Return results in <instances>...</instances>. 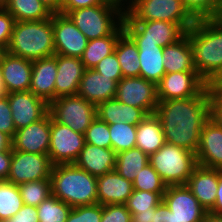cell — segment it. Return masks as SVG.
<instances>
[{"label":"cell","mask_w":222,"mask_h":222,"mask_svg":"<svg viewBox=\"0 0 222 222\" xmlns=\"http://www.w3.org/2000/svg\"><path fill=\"white\" fill-rule=\"evenodd\" d=\"M50 180L52 195L72 208L97 204V177L74 163L53 165Z\"/></svg>","instance_id":"3"},{"label":"cell","mask_w":222,"mask_h":222,"mask_svg":"<svg viewBox=\"0 0 222 222\" xmlns=\"http://www.w3.org/2000/svg\"><path fill=\"white\" fill-rule=\"evenodd\" d=\"M186 34L197 73L213 86L222 76V23L216 18L198 19Z\"/></svg>","instance_id":"2"},{"label":"cell","mask_w":222,"mask_h":222,"mask_svg":"<svg viewBox=\"0 0 222 222\" xmlns=\"http://www.w3.org/2000/svg\"><path fill=\"white\" fill-rule=\"evenodd\" d=\"M7 52L31 62L54 56L52 17L41 21H16Z\"/></svg>","instance_id":"4"},{"label":"cell","mask_w":222,"mask_h":222,"mask_svg":"<svg viewBox=\"0 0 222 222\" xmlns=\"http://www.w3.org/2000/svg\"><path fill=\"white\" fill-rule=\"evenodd\" d=\"M39 222H66L72 207L51 195L37 207Z\"/></svg>","instance_id":"36"},{"label":"cell","mask_w":222,"mask_h":222,"mask_svg":"<svg viewBox=\"0 0 222 222\" xmlns=\"http://www.w3.org/2000/svg\"><path fill=\"white\" fill-rule=\"evenodd\" d=\"M0 132L7 134L11 139L16 132L12 111L6 95L0 98Z\"/></svg>","instance_id":"45"},{"label":"cell","mask_w":222,"mask_h":222,"mask_svg":"<svg viewBox=\"0 0 222 222\" xmlns=\"http://www.w3.org/2000/svg\"><path fill=\"white\" fill-rule=\"evenodd\" d=\"M24 204L37 207L52 195L51 180H38L18 186Z\"/></svg>","instance_id":"37"},{"label":"cell","mask_w":222,"mask_h":222,"mask_svg":"<svg viewBox=\"0 0 222 222\" xmlns=\"http://www.w3.org/2000/svg\"><path fill=\"white\" fill-rule=\"evenodd\" d=\"M115 98L142 109L147 115L156 111L159 103L157 84L142 77H123L117 84Z\"/></svg>","instance_id":"12"},{"label":"cell","mask_w":222,"mask_h":222,"mask_svg":"<svg viewBox=\"0 0 222 222\" xmlns=\"http://www.w3.org/2000/svg\"><path fill=\"white\" fill-rule=\"evenodd\" d=\"M138 48L140 77L157 84L166 73L163 49L158 43L134 42Z\"/></svg>","instance_id":"27"},{"label":"cell","mask_w":222,"mask_h":222,"mask_svg":"<svg viewBox=\"0 0 222 222\" xmlns=\"http://www.w3.org/2000/svg\"><path fill=\"white\" fill-rule=\"evenodd\" d=\"M214 214H222V170H220L219 183L216 191L214 207L209 211Z\"/></svg>","instance_id":"52"},{"label":"cell","mask_w":222,"mask_h":222,"mask_svg":"<svg viewBox=\"0 0 222 222\" xmlns=\"http://www.w3.org/2000/svg\"><path fill=\"white\" fill-rule=\"evenodd\" d=\"M6 94L7 93L3 84V79H2L1 70H0V98L5 96Z\"/></svg>","instance_id":"57"},{"label":"cell","mask_w":222,"mask_h":222,"mask_svg":"<svg viewBox=\"0 0 222 222\" xmlns=\"http://www.w3.org/2000/svg\"><path fill=\"white\" fill-rule=\"evenodd\" d=\"M114 52L118 58L123 77L140 76L138 48L125 32L119 37Z\"/></svg>","instance_id":"32"},{"label":"cell","mask_w":222,"mask_h":222,"mask_svg":"<svg viewBox=\"0 0 222 222\" xmlns=\"http://www.w3.org/2000/svg\"><path fill=\"white\" fill-rule=\"evenodd\" d=\"M101 219L102 205L97 203L73 207L66 222H101Z\"/></svg>","instance_id":"42"},{"label":"cell","mask_w":222,"mask_h":222,"mask_svg":"<svg viewBox=\"0 0 222 222\" xmlns=\"http://www.w3.org/2000/svg\"><path fill=\"white\" fill-rule=\"evenodd\" d=\"M163 56L166 73L196 71L187 34L176 43L164 47Z\"/></svg>","instance_id":"29"},{"label":"cell","mask_w":222,"mask_h":222,"mask_svg":"<svg viewBox=\"0 0 222 222\" xmlns=\"http://www.w3.org/2000/svg\"><path fill=\"white\" fill-rule=\"evenodd\" d=\"M16 130L42 119L49 105L31 91L7 93Z\"/></svg>","instance_id":"17"},{"label":"cell","mask_w":222,"mask_h":222,"mask_svg":"<svg viewBox=\"0 0 222 222\" xmlns=\"http://www.w3.org/2000/svg\"><path fill=\"white\" fill-rule=\"evenodd\" d=\"M154 210L155 208H151L145 212H136L132 214V222H152Z\"/></svg>","instance_id":"53"},{"label":"cell","mask_w":222,"mask_h":222,"mask_svg":"<svg viewBox=\"0 0 222 222\" xmlns=\"http://www.w3.org/2000/svg\"><path fill=\"white\" fill-rule=\"evenodd\" d=\"M5 222H39L37 208L24 204L14 216Z\"/></svg>","instance_id":"48"},{"label":"cell","mask_w":222,"mask_h":222,"mask_svg":"<svg viewBox=\"0 0 222 222\" xmlns=\"http://www.w3.org/2000/svg\"><path fill=\"white\" fill-rule=\"evenodd\" d=\"M195 154L198 165L222 170V127L211 118L203 125Z\"/></svg>","instance_id":"18"},{"label":"cell","mask_w":222,"mask_h":222,"mask_svg":"<svg viewBox=\"0 0 222 222\" xmlns=\"http://www.w3.org/2000/svg\"><path fill=\"white\" fill-rule=\"evenodd\" d=\"M51 136V115L16 130L12 138V149L27 153L48 155Z\"/></svg>","instance_id":"16"},{"label":"cell","mask_w":222,"mask_h":222,"mask_svg":"<svg viewBox=\"0 0 222 222\" xmlns=\"http://www.w3.org/2000/svg\"><path fill=\"white\" fill-rule=\"evenodd\" d=\"M85 136L51 117V136L48 156L53 165L76 161L85 145Z\"/></svg>","instance_id":"11"},{"label":"cell","mask_w":222,"mask_h":222,"mask_svg":"<svg viewBox=\"0 0 222 222\" xmlns=\"http://www.w3.org/2000/svg\"><path fill=\"white\" fill-rule=\"evenodd\" d=\"M217 82H222V76L220 77V79Z\"/></svg>","instance_id":"63"},{"label":"cell","mask_w":222,"mask_h":222,"mask_svg":"<svg viewBox=\"0 0 222 222\" xmlns=\"http://www.w3.org/2000/svg\"><path fill=\"white\" fill-rule=\"evenodd\" d=\"M132 183L133 189L138 191L165 193L167 188L166 184L150 163L142 169Z\"/></svg>","instance_id":"38"},{"label":"cell","mask_w":222,"mask_h":222,"mask_svg":"<svg viewBox=\"0 0 222 222\" xmlns=\"http://www.w3.org/2000/svg\"><path fill=\"white\" fill-rule=\"evenodd\" d=\"M24 205L17 185L0 180V222L14 216Z\"/></svg>","instance_id":"34"},{"label":"cell","mask_w":222,"mask_h":222,"mask_svg":"<svg viewBox=\"0 0 222 222\" xmlns=\"http://www.w3.org/2000/svg\"><path fill=\"white\" fill-rule=\"evenodd\" d=\"M55 54L81 58L87 46V37L64 14H52Z\"/></svg>","instance_id":"14"},{"label":"cell","mask_w":222,"mask_h":222,"mask_svg":"<svg viewBox=\"0 0 222 222\" xmlns=\"http://www.w3.org/2000/svg\"><path fill=\"white\" fill-rule=\"evenodd\" d=\"M3 8L16 21H41L53 14L41 0H8Z\"/></svg>","instance_id":"31"},{"label":"cell","mask_w":222,"mask_h":222,"mask_svg":"<svg viewBox=\"0 0 222 222\" xmlns=\"http://www.w3.org/2000/svg\"><path fill=\"white\" fill-rule=\"evenodd\" d=\"M11 159L12 151L0 152V180H7Z\"/></svg>","instance_id":"51"},{"label":"cell","mask_w":222,"mask_h":222,"mask_svg":"<svg viewBox=\"0 0 222 222\" xmlns=\"http://www.w3.org/2000/svg\"><path fill=\"white\" fill-rule=\"evenodd\" d=\"M136 127L128 123L108 124L111 137V149L117 153L136 147Z\"/></svg>","instance_id":"35"},{"label":"cell","mask_w":222,"mask_h":222,"mask_svg":"<svg viewBox=\"0 0 222 222\" xmlns=\"http://www.w3.org/2000/svg\"><path fill=\"white\" fill-rule=\"evenodd\" d=\"M117 84L118 81L103 76L94 69H85L77 95L97 106L101 102L115 98Z\"/></svg>","instance_id":"22"},{"label":"cell","mask_w":222,"mask_h":222,"mask_svg":"<svg viewBox=\"0 0 222 222\" xmlns=\"http://www.w3.org/2000/svg\"><path fill=\"white\" fill-rule=\"evenodd\" d=\"M133 183L120 176L115 170L97 177V203L125 204L133 192Z\"/></svg>","instance_id":"24"},{"label":"cell","mask_w":222,"mask_h":222,"mask_svg":"<svg viewBox=\"0 0 222 222\" xmlns=\"http://www.w3.org/2000/svg\"><path fill=\"white\" fill-rule=\"evenodd\" d=\"M136 148L150 156L156 153L164 144V133L159 117L148 114L136 127Z\"/></svg>","instance_id":"28"},{"label":"cell","mask_w":222,"mask_h":222,"mask_svg":"<svg viewBox=\"0 0 222 222\" xmlns=\"http://www.w3.org/2000/svg\"><path fill=\"white\" fill-rule=\"evenodd\" d=\"M219 176L220 169L197 165L186 183L191 193L207 212L214 207Z\"/></svg>","instance_id":"21"},{"label":"cell","mask_w":222,"mask_h":222,"mask_svg":"<svg viewBox=\"0 0 222 222\" xmlns=\"http://www.w3.org/2000/svg\"><path fill=\"white\" fill-rule=\"evenodd\" d=\"M149 163L166 186L186 185L198 165L195 153L167 142L149 156Z\"/></svg>","instance_id":"6"},{"label":"cell","mask_w":222,"mask_h":222,"mask_svg":"<svg viewBox=\"0 0 222 222\" xmlns=\"http://www.w3.org/2000/svg\"><path fill=\"white\" fill-rule=\"evenodd\" d=\"M52 13H61L63 0H41Z\"/></svg>","instance_id":"54"},{"label":"cell","mask_w":222,"mask_h":222,"mask_svg":"<svg viewBox=\"0 0 222 222\" xmlns=\"http://www.w3.org/2000/svg\"><path fill=\"white\" fill-rule=\"evenodd\" d=\"M85 142L100 148L111 149V137L108 123L96 117L84 134Z\"/></svg>","instance_id":"41"},{"label":"cell","mask_w":222,"mask_h":222,"mask_svg":"<svg viewBox=\"0 0 222 222\" xmlns=\"http://www.w3.org/2000/svg\"><path fill=\"white\" fill-rule=\"evenodd\" d=\"M202 222H222V214L207 212Z\"/></svg>","instance_id":"56"},{"label":"cell","mask_w":222,"mask_h":222,"mask_svg":"<svg viewBox=\"0 0 222 222\" xmlns=\"http://www.w3.org/2000/svg\"><path fill=\"white\" fill-rule=\"evenodd\" d=\"M15 22V18L8 11L0 8V44L6 49L10 43Z\"/></svg>","instance_id":"46"},{"label":"cell","mask_w":222,"mask_h":222,"mask_svg":"<svg viewBox=\"0 0 222 222\" xmlns=\"http://www.w3.org/2000/svg\"><path fill=\"white\" fill-rule=\"evenodd\" d=\"M186 9L196 19L217 18L222 0H182Z\"/></svg>","instance_id":"40"},{"label":"cell","mask_w":222,"mask_h":222,"mask_svg":"<svg viewBox=\"0 0 222 222\" xmlns=\"http://www.w3.org/2000/svg\"><path fill=\"white\" fill-rule=\"evenodd\" d=\"M107 1L108 0H63L61 14L66 15L69 11L79 8L105 4Z\"/></svg>","instance_id":"49"},{"label":"cell","mask_w":222,"mask_h":222,"mask_svg":"<svg viewBox=\"0 0 222 222\" xmlns=\"http://www.w3.org/2000/svg\"><path fill=\"white\" fill-rule=\"evenodd\" d=\"M155 114L165 142L196 153L203 125L210 118V85L198 96L159 101Z\"/></svg>","instance_id":"1"},{"label":"cell","mask_w":222,"mask_h":222,"mask_svg":"<svg viewBox=\"0 0 222 222\" xmlns=\"http://www.w3.org/2000/svg\"><path fill=\"white\" fill-rule=\"evenodd\" d=\"M53 164L48 155L15 151L12 149L10 171L6 181L20 184L50 180Z\"/></svg>","instance_id":"10"},{"label":"cell","mask_w":222,"mask_h":222,"mask_svg":"<svg viewBox=\"0 0 222 222\" xmlns=\"http://www.w3.org/2000/svg\"><path fill=\"white\" fill-rule=\"evenodd\" d=\"M116 155L112 149L85 143L74 164L92 176L99 177L115 170Z\"/></svg>","instance_id":"25"},{"label":"cell","mask_w":222,"mask_h":222,"mask_svg":"<svg viewBox=\"0 0 222 222\" xmlns=\"http://www.w3.org/2000/svg\"><path fill=\"white\" fill-rule=\"evenodd\" d=\"M88 40L113 34L122 24L125 7L115 0L105 4L79 8L66 14Z\"/></svg>","instance_id":"5"},{"label":"cell","mask_w":222,"mask_h":222,"mask_svg":"<svg viewBox=\"0 0 222 222\" xmlns=\"http://www.w3.org/2000/svg\"><path fill=\"white\" fill-rule=\"evenodd\" d=\"M49 113L56 122L82 134L97 117L96 106L78 95L56 98L49 104Z\"/></svg>","instance_id":"8"},{"label":"cell","mask_w":222,"mask_h":222,"mask_svg":"<svg viewBox=\"0 0 222 222\" xmlns=\"http://www.w3.org/2000/svg\"><path fill=\"white\" fill-rule=\"evenodd\" d=\"M84 71L85 67L81 58L57 55L55 99L61 96L77 95Z\"/></svg>","instance_id":"23"},{"label":"cell","mask_w":222,"mask_h":222,"mask_svg":"<svg viewBox=\"0 0 222 222\" xmlns=\"http://www.w3.org/2000/svg\"><path fill=\"white\" fill-rule=\"evenodd\" d=\"M93 69L101 75L111 77V79L118 82L123 78L120 64L115 52L104 57Z\"/></svg>","instance_id":"43"},{"label":"cell","mask_w":222,"mask_h":222,"mask_svg":"<svg viewBox=\"0 0 222 222\" xmlns=\"http://www.w3.org/2000/svg\"><path fill=\"white\" fill-rule=\"evenodd\" d=\"M124 33L123 24L111 35L88 40L81 57L85 69H93L104 57L115 51L119 37Z\"/></svg>","instance_id":"30"},{"label":"cell","mask_w":222,"mask_h":222,"mask_svg":"<svg viewBox=\"0 0 222 222\" xmlns=\"http://www.w3.org/2000/svg\"><path fill=\"white\" fill-rule=\"evenodd\" d=\"M101 222H132V214L125 204L103 205Z\"/></svg>","instance_id":"44"},{"label":"cell","mask_w":222,"mask_h":222,"mask_svg":"<svg viewBox=\"0 0 222 222\" xmlns=\"http://www.w3.org/2000/svg\"><path fill=\"white\" fill-rule=\"evenodd\" d=\"M220 23H222V7H221V10H220V13L218 15V17L216 18Z\"/></svg>","instance_id":"61"},{"label":"cell","mask_w":222,"mask_h":222,"mask_svg":"<svg viewBox=\"0 0 222 222\" xmlns=\"http://www.w3.org/2000/svg\"><path fill=\"white\" fill-rule=\"evenodd\" d=\"M117 3L121 4L123 7H125V4H129L130 2H132L133 0H115ZM123 2V3H122ZM125 2V4H124ZM127 2V3H126Z\"/></svg>","instance_id":"60"},{"label":"cell","mask_w":222,"mask_h":222,"mask_svg":"<svg viewBox=\"0 0 222 222\" xmlns=\"http://www.w3.org/2000/svg\"><path fill=\"white\" fill-rule=\"evenodd\" d=\"M0 70L6 93L29 91L31 61L6 52L0 60Z\"/></svg>","instance_id":"19"},{"label":"cell","mask_w":222,"mask_h":222,"mask_svg":"<svg viewBox=\"0 0 222 222\" xmlns=\"http://www.w3.org/2000/svg\"><path fill=\"white\" fill-rule=\"evenodd\" d=\"M96 114L99 119L108 124H120L122 122L135 126L147 116L142 109L122 103L116 98L98 104Z\"/></svg>","instance_id":"26"},{"label":"cell","mask_w":222,"mask_h":222,"mask_svg":"<svg viewBox=\"0 0 222 222\" xmlns=\"http://www.w3.org/2000/svg\"><path fill=\"white\" fill-rule=\"evenodd\" d=\"M6 52H7V49L2 44H0V60L3 58Z\"/></svg>","instance_id":"59"},{"label":"cell","mask_w":222,"mask_h":222,"mask_svg":"<svg viewBox=\"0 0 222 222\" xmlns=\"http://www.w3.org/2000/svg\"><path fill=\"white\" fill-rule=\"evenodd\" d=\"M12 151V139L0 132V152Z\"/></svg>","instance_id":"55"},{"label":"cell","mask_w":222,"mask_h":222,"mask_svg":"<svg viewBox=\"0 0 222 222\" xmlns=\"http://www.w3.org/2000/svg\"><path fill=\"white\" fill-rule=\"evenodd\" d=\"M208 84L197 71L165 73L157 83L159 101L198 96Z\"/></svg>","instance_id":"13"},{"label":"cell","mask_w":222,"mask_h":222,"mask_svg":"<svg viewBox=\"0 0 222 222\" xmlns=\"http://www.w3.org/2000/svg\"><path fill=\"white\" fill-rule=\"evenodd\" d=\"M163 195L164 193L133 190L125 205L131 214L145 212L156 208L163 201Z\"/></svg>","instance_id":"39"},{"label":"cell","mask_w":222,"mask_h":222,"mask_svg":"<svg viewBox=\"0 0 222 222\" xmlns=\"http://www.w3.org/2000/svg\"><path fill=\"white\" fill-rule=\"evenodd\" d=\"M57 75V54L32 62L29 91L48 105L55 100V80Z\"/></svg>","instance_id":"20"},{"label":"cell","mask_w":222,"mask_h":222,"mask_svg":"<svg viewBox=\"0 0 222 222\" xmlns=\"http://www.w3.org/2000/svg\"><path fill=\"white\" fill-rule=\"evenodd\" d=\"M152 222H178V220L162 201L153 211Z\"/></svg>","instance_id":"50"},{"label":"cell","mask_w":222,"mask_h":222,"mask_svg":"<svg viewBox=\"0 0 222 222\" xmlns=\"http://www.w3.org/2000/svg\"><path fill=\"white\" fill-rule=\"evenodd\" d=\"M194 24L166 21H123L124 32L134 42L158 43L161 47L176 43Z\"/></svg>","instance_id":"9"},{"label":"cell","mask_w":222,"mask_h":222,"mask_svg":"<svg viewBox=\"0 0 222 222\" xmlns=\"http://www.w3.org/2000/svg\"><path fill=\"white\" fill-rule=\"evenodd\" d=\"M212 87L222 96V82H216Z\"/></svg>","instance_id":"58"},{"label":"cell","mask_w":222,"mask_h":222,"mask_svg":"<svg viewBox=\"0 0 222 222\" xmlns=\"http://www.w3.org/2000/svg\"><path fill=\"white\" fill-rule=\"evenodd\" d=\"M163 202L178 222H202L207 213L186 185L167 186Z\"/></svg>","instance_id":"15"},{"label":"cell","mask_w":222,"mask_h":222,"mask_svg":"<svg viewBox=\"0 0 222 222\" xmlns=\"http://www.w3.org/2000/svg\"><path fill=\"white\" fill-rule=\"evenodd\" d=\"M155 20L175 24H195L196 22L182 0H133L125 6L123 21Z\"/></svg>","instance_id":"7"},{"label":"cell","mask_w":222,"mask_h":222,"mask_svg":"<svg viewBox=\"0 0 222 222\" xmlns=\"http://www.w3.org/2000/svg\"><path fill=\"white\" fill-rule=\"evenodd\" d=\"M210 118L222 127V96L210 86Z\"/></svg>","instance_id":"47"},{"label":"cell","mask_w":222,"mask_h":222,"mask_svg":"<svg viewBox=\"0 0 222 222\" xmlns=\"http://www.w3.org/2000/svg\"><path fill=\"white\" fill-rule=\"evenodd\" d=\"M7 2L8 0H0V8H3Z\"/></svg>","instance_id":"62"},{"label":"cell","mask_w":222,"mask_h":222,"mask_svg":"<svg viewBox=\"0 0 222 222\" xmlns=\"http://www.w3.org/2000/svg\"><path fill=\"white\" fill-rule=\"evenodd\" d=\"M148 163L149 156L135 147L117 153L115 171L123 178L133 182Z\"/></svg>","instance_id":"33"}]
</instances>
